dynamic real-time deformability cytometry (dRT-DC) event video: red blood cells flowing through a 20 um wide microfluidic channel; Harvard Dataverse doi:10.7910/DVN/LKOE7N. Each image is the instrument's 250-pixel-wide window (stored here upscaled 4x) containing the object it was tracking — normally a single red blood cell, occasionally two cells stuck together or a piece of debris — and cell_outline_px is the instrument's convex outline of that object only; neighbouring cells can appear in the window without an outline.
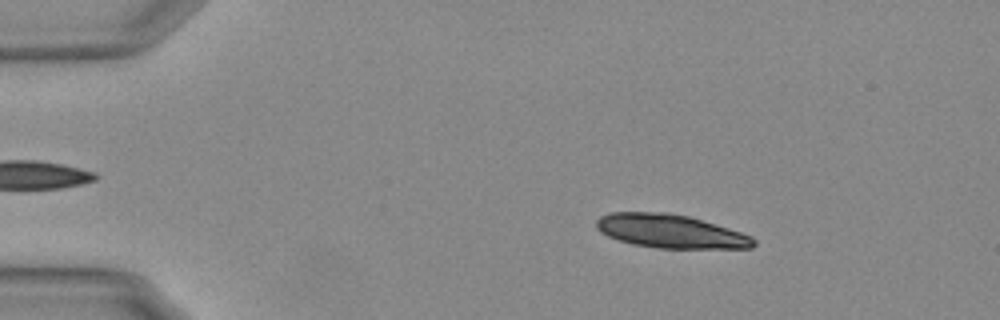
{"species": "Egyptian fruit bat (a non-hibernating species)", "species_latin": "Rousettus aegyptiacus", "temperature_condition": "warm", "stored_images_in_passage": 54, "segment_of_instrument_passage": [1, 2], "camera_frame_rate_fps": 3000, "um_per_image_px": 0.085, "animal": {"sex": "female"}, "frame": {"image": 1, "passage_image": 9, "time_ms": 2.667, "image_size_px": [1000, 320], "cell_outline_px": [[756, 244], [752, 248], [660, 248], [632, 244], [608, 236], [600, 232], [596, 228], [596, 220], [600, 216], [612, 212], [668, 212], [688, 216], [728, 228], [752, 236], [756, 240]], "centroid_in_image_um": [56.98, 19.65], "position_along_channel_um": 28.0, "area_um2": 30.69}}